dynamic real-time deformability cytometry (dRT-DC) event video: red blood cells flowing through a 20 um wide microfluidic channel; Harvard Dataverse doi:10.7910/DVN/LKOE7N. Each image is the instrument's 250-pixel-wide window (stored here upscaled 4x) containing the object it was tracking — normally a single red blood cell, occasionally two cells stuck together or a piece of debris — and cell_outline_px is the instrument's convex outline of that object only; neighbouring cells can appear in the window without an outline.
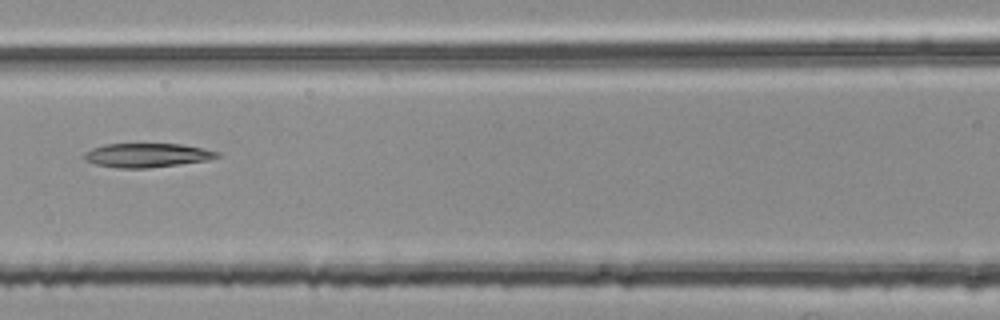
{"species": "common noctule bat (a hibernating species)", "species_latin": "Nyctalus noctula", "temperature_condition": "room temperature", "stored_images_in_passage": 4, "camera_frame_rate_fps": 3000, "um_per_image_px": 0.085, "animal": {"sex": "female", "body_mass_g": 25.1}, "frame": {"image": 1, "passage_image": 4, "time_ms": 1.0, "image_size_px": [1000, 320], "cell_outline_px": [[220, 156], [208, 160], [180, 164], [148, 168], [116, 168], [96, 164], [84, 160], [84, 152], [92, 148], [104, 144], [184, 144], [204, 148], [220, 152]], "centroid_in_image_um": [12.51, 13.19], "position_along_channel_um": 154.1, "area_um2": 18.73}}